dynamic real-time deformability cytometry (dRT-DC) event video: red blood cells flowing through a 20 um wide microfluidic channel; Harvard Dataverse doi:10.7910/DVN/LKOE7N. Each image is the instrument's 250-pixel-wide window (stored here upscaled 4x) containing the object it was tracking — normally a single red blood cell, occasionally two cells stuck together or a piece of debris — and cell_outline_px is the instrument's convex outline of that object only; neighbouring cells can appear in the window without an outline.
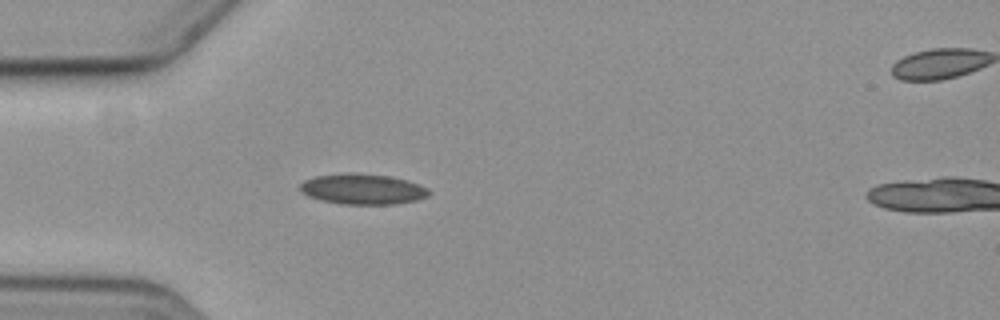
{"species": "common noctule bat (a hibernating species)", "species_latin": "Nyctalus noctula", "temperature_condition": "cold", "stored_images_in_passage": 4, "camera_frame_rate_fps": 3000, "um_per_image_px": 0.085, "animal": {"sex": "female", "body_mass_g": 19.3, "forearm_length_mm": 54.1}, "frame": {"image": 1, "passage_image": 3, "time_ms": 2.333, "image_size_px": [1000, 320], "cell_outline_px": [[432, 192], [428, 196], [416, 200], [396, 204], [340, 204], [320, 200], [308, 196], [300, 192], [300, 184], [304, 180], [316, 176], [344, 172], [352, 172], [392, 176], [408, 180], [428, 188]], "centroid_in_image_um": [30.82, 16.06], "position_along_channel_um": 54.2, "area_um2": 23.29}}